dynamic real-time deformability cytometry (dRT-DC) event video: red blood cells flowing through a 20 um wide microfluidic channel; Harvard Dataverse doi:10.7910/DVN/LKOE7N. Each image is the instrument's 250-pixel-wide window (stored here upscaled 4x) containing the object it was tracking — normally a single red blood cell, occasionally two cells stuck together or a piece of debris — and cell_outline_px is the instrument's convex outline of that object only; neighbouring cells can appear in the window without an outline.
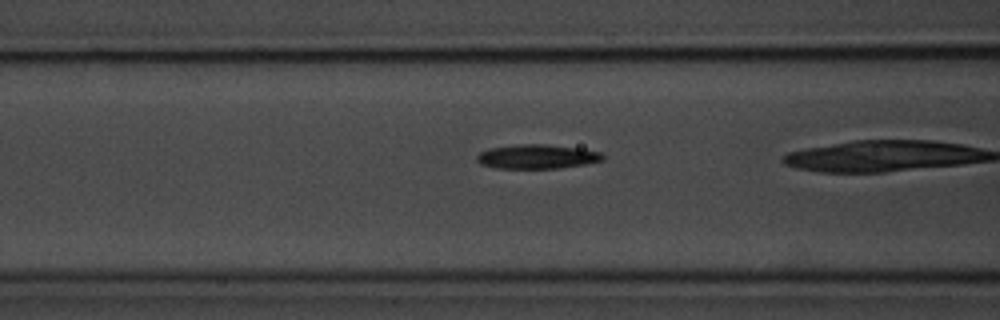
{"species": "common noctule bat (a hibernating species)", "species_latin": "Nyctalus noctula", "temperature_condition": "room temperature", "stored_images_in_passage": 13, "camera_frame_rate_fps": 3000, "um_per_image_px": 0.085, "animal": {"sex": "male", "body_mass_g": 20.1, "forearm_length_mm": 53.5}, "frame": {"image": 1, "passage_image": 11, "time_ms": 3.333, "image_size_px": [1000, 320], "cell_outline_px": [[604, 160], [584, 164], [560, 168], [496, 168], [480, 164], [476, 160], [476, 156], [480, 152], [488, 148], [516, 144], [544, 144], [580, 148], [600, 152], [604, 156]], "centroid_in_image_um": [45.62, 13.3], "position_along_channel_um": 121.0, "area_um2": 17.86}}